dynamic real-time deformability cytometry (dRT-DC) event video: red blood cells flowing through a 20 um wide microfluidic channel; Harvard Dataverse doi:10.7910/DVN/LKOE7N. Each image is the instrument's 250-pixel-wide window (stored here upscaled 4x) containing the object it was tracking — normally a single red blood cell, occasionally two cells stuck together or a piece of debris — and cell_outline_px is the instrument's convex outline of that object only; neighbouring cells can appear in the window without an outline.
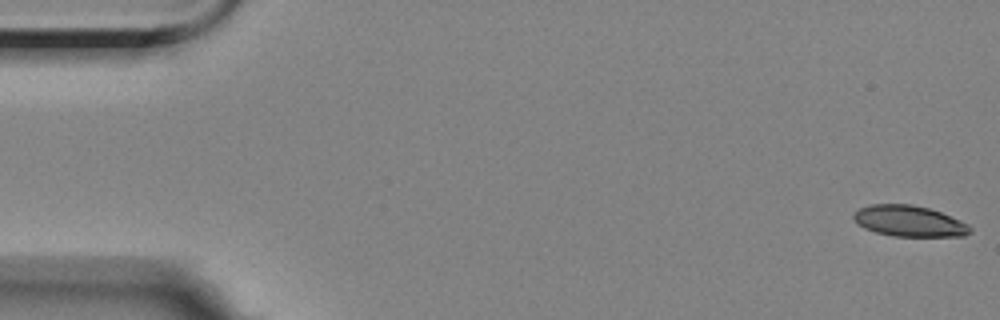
{"species": "Egyptian fruit bat (a non-hibernating species)", "species_latin": "Rousettus aegyptiacus", "temperature_condition": "room temperature", "stored_images_in_passage": 11, "camera_frame_rate_fps": 3000, "um_per_image_px": 0.085, "animal": {"sex": "female"}, "frame": {"image": 1, "passage_image": 1, "time_ms": 0.0, "image_size_px": [1000, 320], "cell_outline_px": [[972, 232], [964, 236], [892, 236], [876, 232], [864, 228], [856, 224], [852, 220], [852, 216], [860, 208], [868, 204], [912, 204], [928, 208], [940, 212], [960, 220], [968, 224], [972, 228]], "centroid_in_image_um": [77.26, 18.79], "position_along_channel_um": 7.7, "area_um2": 21.15}}